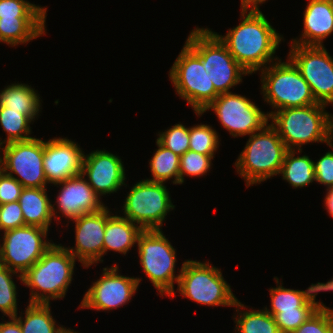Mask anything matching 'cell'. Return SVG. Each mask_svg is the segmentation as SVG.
<instances>
[{
  "label": "cell",
  "mask_w": 333,
  "mask_h": 333,
  "mask_svg": "<svg viewBox=\"0 0 333 333\" xmlns=\"http://www.w3.org/2000/svg\"><path fill=\"white\" fill-rule=\"evenodd\" d=\"M288 61L279 59L261 70L264 101L277 110L317 104L310 85L294 63Z\"/></svg>",
  "instance_id": "obj_7"
},
{
  "label": "cell",
  "mask_w": 333,
  "mask_h": 333,
  "mask_svg": "<svg viewBox=\"0 0 333 333\" xmlns=\"http://www.w3.org/2000/svg\"><path fill=\"white\" fill-rule=\"evenodd\" d=\"M259 9V5L241 3L242 22L229 29L225 36L214 32L248 74L278 60L274 54L283 40Z\"/></svg>",
  "instance_id": "obj_1"
},
{
  "label": "cell",
  "mask_w": 333,
  "mask_h": 333,
  "mask_svg": "<svg viewBox=\"0 0 333 333\" xmlns=\"http://www.w3.org/2000/svg\"><path fill=\"white\" fill-rule=\"evenodd\" d=\"M63 333H77L76 331L74 332V330H71L70 328H66V330Z\"/></svg>",
  "instance_id": "obj_46"
},
{
  "label": "cell",
  "mask_w": 333,
  "mask_h": 333,
  "mask_svg": "<svg viewBox=\"0 0 333 333\" xmlns=\"http://www.w3.org/2000/svg\"><path fill=\"white\" fill-rule=\"evenodd\" d=\"M46 17L0 18V42L16 46L25 44L46 32Z\"/></svg>",
  "instance_id": "obj_22"
},
{
  "label": "cell",
  "mask_w": 333,
  "mask_h": 333,
  "mask_svg": "<svg viewBox=\"0 0 333 333\" xmlns=\"http://www.w3.org/2000/svg\"><path fill=\"white\" fill-rule=\"evenodd\" d=\"M48 231L30 225L4 231L0 264L20 273L17 277L22 281V275L52 246L53 243L46 239Z\"/></svg>",
  "instance_id": "obj_11"
},
{
  "label": "cell",
  "mask_w": 333,
  "mask_h": 333,
  "mask_svg": "<svg viewBox=\"0 0 333 333\" xmlns=\"http://www.w3.org/2000/svg\"><path fill=\"white\" fill-rule=\"evenodd\" d=\"M25 225L19 202L0 205V230L3 232Z\"/></svg>",
  "instance_id": "obj_38"
},
{
  "label": "cell",
  "mask_w": 333,
  "mask_h": 333,
  "mask_svg": "<svg viewBox=\"0 0 333 333\" xmlns=\"http://www.w3.org/2000/svg\"><path fill=\"white\" fill-rule=\"evenodd\" d=\"M0 152L3 153L1 169L15 178L24 188H46L49 184L43 166L44 141L42 139L33 137L25 141L10 142L4 146L1 145Z\"/></svg>",
  "instance_id": "obj_12"
},
{
  "label": "cell",
  "mask_w": 333,
  "mask_h": 333,
  "mask_svg": "<svg viewBox=\"0 0 333 333\" xmlns=\"http://www.w3.org/2000/svg\"><path fill=\"white\" fill-rule=\"evenodd\" d=\"M23 189L15 178L0 170V205L17 202Z\"/></svg>",
  "instance_id": "obj_39"
},
{
  "label": "cell",
  "mask_w": 333,
  "mask_h": 333,
  "mask_svg": "<svg viewBox=\"0 0 333 333\" xmlns=\"http://www.w3.org/2000/svg\"><path fill=\"white\" fill-rule=\"evenodd\" d=\"M288 148L271 124L249 136L245 148L235 162L237 173L246 187L260 184L279 174Z\"/></svg>",
  "instance_id": "obj_4"
},
{
  "label": "cell",
  "mask_w": 333,
  "mask_h": 333,
  "mask_svg": "<svg viewBox=\"0 0 333 333\" xmlns=\"http://www.w3.org/2000/svg\"><path fill=\"white\" fill-rule=\"evenodd\" d=\"M323 291H333V278L327 283H323Z\"/></svg>",
  "instance_id": "obj_44"
},
{
  "label": "cell",
  "mask_w": 333,
  "mask_h": 333,
  "mask_svg": "<svg viewBox=\"0 0 333 333\" xmlns=\"http://www.w3.org/2000/svg\"><path fill=\"white\" fill-rule=\"evenodd\" d=\"M81 175L88 177L86 181L99 197L117 192L121 186L126 185L121 158L105 150L83 154Z\"/></svg>",
  "instance_id": "obj_17"
},
{
  "label": "cell",
  "mask_w": 333,
  "mask_h": 333,
  "mask_svg": "<svg viewBox=\"0 0 333 333\" xmlns=\"http://www.w3.org/2000/svg\"><path fill=\"white\" fill-rule=\"evenodd\" d=\"M186 44L201 58L219 94L229 93L233 86L242 82L247 71L234 59L226 45L208 28H195Z\"/></svg>",
  "instance_id": "obj_6"
},
{
  "label": "cell",
  "mask_w": 333,
  "mask_h": 333,
  "mask_svg": "<svg viewBox=\"0 0 333 333\" xmlns=\"http://www.w3.org/2000/svg\"><path fill=\"white\" fill-rule=\"evenodd\" d=\"M54 185L62 186L55 202L58 204L56 205L58 210L52 204V214L55 221L60 220L57 217L60 212L62 216L73 220L84 214L100 211L105 207V204L100 201L101 197L94 192L81 174L54 183Z\"/></svg>",
  "instance_id": "obj_18"
},
{
  "label": "cell",
  "mask_w": 333,
  "mask_h": 333,
  "mask_svg": "<svg viewBox=\"0 0 333 333\" xmlns=\"http://www.w3.org/2000/svg\"><path fill=\"white\" fill-rule=\"evenodd\" d=\"M47 188H24L19 197L25 225L38 226L49 230L52 223V201Z\"/></svg>",
  "instance_id": "obj_21"
},
{
  "label": "cell",
  "mask_w": 333,
  "mask_h": 333,
  "mask_svg": "<svg viewBox=\"0 0 333 333\" xmlns=\"http://www.w3.org/2000/svg\"><path fill=\"white\" fill-rule=\"evenodd\" d=\"M16 274L18 273L0 264V311L9 318L18 315L17 286L12 278Z\"/></svg>",
  "instance_id": "obj_32"
},
{
  "label": "cell",
  "mask_w": 333,
  "mask_h": 333,
  "mask_svg": "<svg viewBox=\"0 0 333 333\" xmlns=\"http://www.w3.org/2000/svg\"><path fill=\"white\" fill-rule=\"evenodd\" d=\"M239 317L234 318L237 333H281L274 317L264 310L238 312Z\"/></svg>",
  "instance_id": "obj_29"
},
{
  "label": "cell",
  "mask_w": 333,
  "mask_h": 333,
  "mask_svg": "<svg viewBox=\"0 0 333 333\" xmlns=\"http://www.w3.org/2000/svg\"><path fill=\"white\" fill-rule=\"evenodd\" d=\"M277 287L269 289L271 310L265 307L268 313H279L281 311H297V308H313L307 304L300 295L299 290L284 288L279 283V278L274 277Z\"/></svg>",
  "instance_id": "obj_30"
},
{
  "label": "cell",
  "mask_w": 333,
  "mask_h": 333,
  "mask_svg": "<svg viewBox=\"0 0 333 333\" xmlns=\"http://www.w3.org/2000/svg\"><path fill=\"white\" fill-rule=\"evenodd\" d=\"M33 122L28 116L21 114V111L10 110L0 106V125L7 133L6 140H1L0 146L15 141H25L33 137L31 134L30 123Z\"/></svg>",
  "instance_id": "obj_28"
},
{
  "label": "cell",
  "mask_w": 333,
  "mask_h": 333,
  "mask_svg": "<svg viewBox=\"0 0 333 333\" xmlns=\"http://www.w3.org/2000/svg\"><path fill=\"white\" fill-rule=\"evenodd\" d=\"M315 181L333 187V152L328 151L317 162H314Z\"/></svg>",
  "instance_id": "obj_40"
},
{
  "label": "cell",
  "mask_w": 333,
  "mask_h": 333,
  "mask_svg": "<svg viewBox=\"0 0 333 333\" xmlns=\"http://www.w3.org/2000/svg\"><path fill=\"white\" fill-rule=\"evenodd\" d=\"M314 308H297V311H281L269 313L274 317L275 323L281 333H293L303 324L314 312Z\"/></svg>",
  "instance_id": "obj_36"
},
{
  "label": "cell",
  "mask_w": 333,
  "mask_h": 333,
  "mask_svg": "<svg viewBox=\"0 0 333 333\" xmlns=\"http://www.w3.org/2000/svg\"><path fill=\"white\" fill-rule=\"evenodd\" d=\"M324 203H325L327 212L333 218V187L327 188V193H326Z\"/></svg>",
  "instance_id": "obj_43"
},
{
  "label": "cell",
  "mask_w": 333,
  "mask_h": 333,
  "mask_svg": "<svg viewBox=\"0 0 333 333\" xmlns=\"http://www.w3.org/2000/svg\"><path fill=\"white\" fill-rule=\"evenodd\" d=\"M0 333H22L19 322L10 317V321L0 323Z\"/></svg>",
  "instance_id": "obj_42"
},
{
  "label": "cell",
  "mask_w": 333,
  "mask_h": 333,
  "mask_svg": "<svg viewBox=\"0 0 333 333\" xmlns=\"http://www.w3.org/2000/svg\"><path fill=\"white\" fill-rule=\"evenodd\" d=\"M287 59L310 85L315 100L333 105V58L325 47L291 44Z\"/></svg>",
  "instance_id": "obj_14"
},
{
  "label": "cell",
  "mask_w": 333,
  "mask_h": 333,
  "mask_svg": "<svg viewBox=\"0 0 333 333\" xmlns=\"http://www.w3.org/2000/svg\"><path fill=\"white\" fill-rule=\"evenodd\" d=\"M326 106L317 103L267 114L288 150L297 148V152L301 153V147L310 142H324L333 148V115L325 111Z\"/></svg>",
  "instance_id": "obj_2"
},
{
  "label": "cell",
  "mask_w": 333,
  "mask_h": 333,
  "mask_svg": "<svg viewBox=\"0 0 333 333\" xmlns=\"http://www.w3.org/2000/svg\"><path fill=\"white\" fill-rule=\"evenodd\" d=\"M14 318L19 322L22 333H63L66 330L63 326L56 325L50 304L29 303L25 317L16 315Z\"/></svg>",
  "instance_id": "obj_25"
},
{
  "label": "cell",
  "mask_w": 333,
  "mask_h": 333,
  "mask_svg": "<svg viewBox=\"0 0 333 333\" xmlns=\"http://www.w3.org/2000/svg\"><path fill=\"white\" fill-rule=\"evenodd\" d=\"M156 149L153 157L150 159V171L152 179H146L153 182L165 183L173 179V184H179L180 156L172 150L166 149L157 140Z\"/></svg>",
  "instance_id": "obj_27"
},
{
  "label": "cell",
  "mask_w": 333,
  "mask_h": 333,
  "mask_svg": "<svg viewBox=\"0 0 333 333\" xmlns=\"http://www.w3.org/2000/svg\"><path fill=\"white\" fill-rule=\"evenodd\" d=\"M169 78L177 94L195 112H202L219 95L201 58L186 43L169 71Z\"/></svg>",
  "instance_id": "obj_9"
},
{
  "label": "cell",
  "mask_w": 333,
  "mask_h": 333,
  "mask_svg": "<svg viewBox=\"0 0 333 333\" xmlns=\"http://www.w3.org/2000/svg\"><path fill=\"white\" fill-rule=\"evenodd\" d=\"M296 151H287L280 171L282 178L295 189L315 181L314 161L307 155L295 157Z\"/></svg>",
  "instance_id": "obj_26"
},
{
  "label": "cell",
  "mask_w": 333,
  "mask_h": 333,
  "mask_svg": "<svg viewBox=\"0 0 333 333\" xmlns=\"http://www.w3.org/2000/svg\"><path fill=\"white\" fill-rule=\"evenodd\" d=\"M156 139L166 149L182 156L189 150V128L183 124H175L170 129L160 132Z\"/></svg>",
  "instance_id": "obj_34"
},
{
  "label": "cell",
  "mask_w": 333,
  "mask_h": 333,
  "mask_svg": "<svg viewBox=\"0 0 333 333\" xmlns=\"http://www.w3.org/2000/svg\"><path fill=\"white\" fill-rule=\"evenodd\" d=\"M212 109L221 125L233 137L251 135L261 130L269 121V116L262 112L250 99L232 92L219 94L202 112L201 116Z\"/></svg>",
  "instance_id": "obj_13"
},
{
  "label": "cell",
  "mask_w": 333,
  "mask_h": 333,
  "mask_svg": "<svg viewBox=\"0 0 333 333\" xmlns=\"http://www.w3.org/2000/svg\"><path fill=\"white\" fill-rule=\"evenodd\" d=\"M111 216L106 206L95 213H88L70 221L75 223V248L66 249L88 268L99 261L103 262L105 225Z\"/></svg>",
  "instance_id": "obj_16"
},
{
  "label": "cell",
  "mask_w": 333,
  "mask_h": 333,
  "mask_svg": "<svg viewBox=\"0 0 333 333\" xmlns=\"http://www.w3.org/2000/svg\"><path fill=\"white\" fill-rule=\"evenodd\" d=\"M143 230L127 218L111 215L105 225L103 255L113 250L126 255L137 243L139 234Z\"/></svg>",
  "instance_id": "obj_23"
},
{
  "label": "cell",
  "mask_w": 333,
  "mask_h": 333,
  "mask_svg": "<svg viewBox=\"0 0 333 333\" xmlns=\"http://www.w3.org/2000/svg\"><path fill=\"white\" fill-rule=\"evenodd\" d=\"M178 291L184 297L207 306L246 308L231 291L219 268L209 262L187 260L181 266Z\"/></svg>",
  "instance_id": "obj_5"
},
{
  "label": "cell",
  "mask_w": 333,
  "mask_h": 333,
  "mask_svg": "<svg viewBox=\"0 0 333 333\" xmlns=\"http://www.w3.org/2000/svg\"><path fill=\"white\" fill-rule=\"evenodd\" d=\"M140 264L161 297L165 294L175 296L174 282L178 284L179 275H175L176 249L165 237L162 230H143L137 239Z\"/></svg>",
  "instance_id": "obj_8"
},
{
  "label": "cell",
  "mask_w": 333,
  "mask_h": 333,
  "mask_svg": "<svg viewBox=\"0 0 333 333\" xmlns=\"http://www.w3.org/2000/svg\"><path fill=\"white\" fill-rule=\"evenodd\" d=\"M35 89L28 84L14 83L6 86L0 92V106L14 111H21V114L28 116L32 121L40 111V97Z\"/></svg>",
  "instance_id": "obj_24"
},
{
  "label": "cell",
  "mask_w": 333,
  "mask_h": 333,
  "mask_svg": "<svg viewBox=\"0 0 333 333\" xmlns=\"http://www.w3.org/2000/svg\"><path fill=\"white\" fill-rule=\"evenodd\" d=\"M83 151L67 138L44 141V172L49 184L81 174Z\"/></svg>",
  "instance_id": "obj_19"
},
{
  "label": "cell",
  "mask_w": 333,
  "mask_h": 333,
  "mask_svg": "<svg viewBox=\"0 0 333 333\" xmlns=\"http://www.w3.org/2000/svg\"><path fill=\"white\" fill-rule=\"evenodd\" d=\"M241 3H247V4L250 3L253 5H259L265 3V0H241Z\"/></svg>",
  "instance_id": "obj_45"
},
{
  "label": "cell",
  "mask_w": 333,
  "mask_h": 333,
  "mask_svg": "<svg viewBox=\"0 0 333 333\" xmlns=\"http://www.w3.org/2000/svg\"><path fill=\"white\" fill-rule=\"evenodd\" d=\"M117 265L103 268L102 277L92 284L84 294L79 308L95 310L117 309L131 301L141 279L118 274ZM130 300V301H129Z\"/></svg>",
  "instance_id": "obj_15"
},
{
  "label": "cell",
  "mask_w": 333,
  "mask_h": 333,
  "mask_svg": "<svg viewBox=\"0 0 333 333\" xmlns=\"http://www.w3.org/2000/svg\"><path fill=\"white\" fill-rule=\"evenodd\" d=\"M76 258L61 244L53 243L44 255L22 275V283L31 290L29 303L50 304L67 293Z\"/></svg>",
  "instance_id": "obj_3"
},
{
  "label": "cell",
  "mask_w": 333,
  "mask_h": 333,
  "mask_svg": "<svg viewBox=\"0 0 333 333\" xmlns=\"http://www.w3.org/2000/svg\"><path fill=\"white\" fill-rule=\"evenodd\" d=\"M189 150L203 155H215L219 147V136L212 126L199 124L189 127Z\"/></svg>",
  "instance_id": "obj_31"
},
{
  "label": "cell",
  "mask_w": 333,
  "mask_h": 333,
  "mask_svg": "<svg viewBox=\"0 0 333 333\" xmlns=\"http://www.w3.org/2000/svg\"><path fill=\"white\" fill-rule=\"evenodd\" d=\"M303 16L302 36L291 44L324 46L323 40L333 33L332 0H309Z\"/></svg>",
  "instance_id": "obj_20"
},
{
  "label": "cell",
  "mask_w": 333,
  "mask_h": 333,
  "mask_svg": "<svg viewBox=\"0 0 333 333\" xmlns=\"http://www.w3.org/2000/svg\"><path fill=\"white\" fill-rule=\"evenodd\" d=\"M47 8L26 0H0V18L46 17Z\"/></svg>",
  "instance_id": "obj_35"
},
{
  "label": "cell",
  "mask_w": 333,
  "mask_h": 333,
  "mask_svg": "<svg viewBox=\"0 0 333 333\" xmlns=\"http://www.w3.org/2000/svg\"><path fill=\"white\" fill-rule=\"evenodd\" d=\"M293 333H333V310H316Z\"/></svg>",
  "instance_id": "obj_37"
},
{
  "label": "cell",
  "mask_w": 333,
  "mask_h": 333,
  "mask_svg": "<svg viewBox=\"0 0 333 333\" xmlns=\"http://www.w3.org/2000/svg\"><path fill=\"white\" fill-rule=\"evenodd\" d=\"M214 155H203L198 152L188 150L180 157L179 184L184 183L185 175L200 177L211 169Z\"/></svg>",
  "instance_id": "obj_33"
},
{
  "label": "cell",
  "mask_w": 333,
  "mask_h": 333,
  "mask_svg": "<svg viewBox=\"0 0 333 333\" xmlns=\"http://www.w3.org/2000/svg\"><path fill=\"white\" fill-rule=\"evenodd\" d=\"M169 193L164 183L137 182L125 198L122 217L142 230H161L167 213L175 208Z\"/></svg>",
  "instance_id": "obj_10"
},
{
  "label": "cell",
  "mask_w": 333,
  "mask_h": 333,
  "mask_svg": "<svg viewBox=\"0 0 333 333\" xmlns=\"http://www.w3.org/2000/svg\"><path fill=\"white\" fill-rule=\"evenodd\" d=\"M300 295L303 298V300L307 303L310 304L314 309L316 310H333L330 309L329 307H326L322 302L315 301L316 300V295L318 292L323 291V283L318 282L317 284H311L310 287L306 291L304 290H299Z\"/></svg>",
  "instance_id": "obj_41"
}]
</instances>
